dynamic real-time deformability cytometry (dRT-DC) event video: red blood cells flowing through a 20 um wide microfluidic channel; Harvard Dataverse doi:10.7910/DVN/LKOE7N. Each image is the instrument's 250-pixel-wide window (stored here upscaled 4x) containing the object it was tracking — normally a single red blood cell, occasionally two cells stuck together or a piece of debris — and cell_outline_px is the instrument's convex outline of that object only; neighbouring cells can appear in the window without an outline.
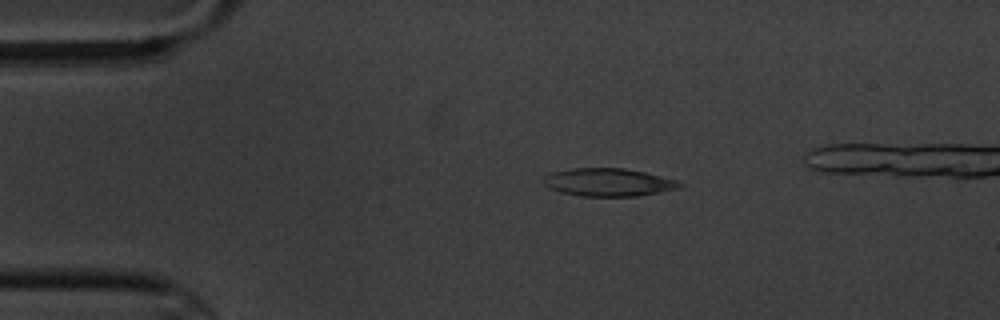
{"species": "common noctule bat (a hibernating species)", "species_latin": "Nyctalus noctula", "temperature_condition": "cold", "stored_images_in_passage": 4, "camera_frame_rate_fps": 3000, "um_per_image_px": 0.085, "animal": {"sex": "male", "body_mass_g": 20.1, "forearm_length_mm": 53.5}, "frame": {"image": 1, "passage_image": 2, "time_ms": 1.333, "image_size_px": [1000, 320], "cell_outline_px": [[684, 184], [680, 188], [636, 196], [580, 196], [560, 192], [548, 188], [540, 180], [544, 176], [552, 172], [572, 168], [624, 168], [644, 172], [676, 180]], "centroid_in_image_um": [51.66, 15.49], "position_along_channel_um": 33.3, "area_um2": 22.2}}